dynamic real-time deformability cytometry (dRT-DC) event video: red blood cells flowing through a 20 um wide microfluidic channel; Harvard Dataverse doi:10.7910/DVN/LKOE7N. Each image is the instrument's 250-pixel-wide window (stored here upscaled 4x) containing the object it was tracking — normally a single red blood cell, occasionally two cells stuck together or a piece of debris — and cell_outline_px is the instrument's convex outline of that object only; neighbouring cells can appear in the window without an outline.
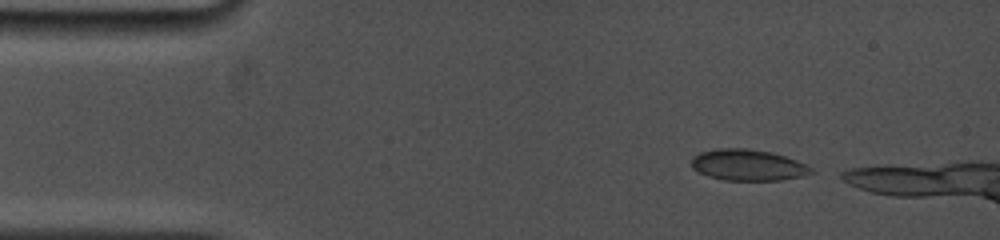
{"species": "common noctule bat (a hibernating species)", "species_latin": "Nyctalus noctula", "temperature_condition": "cold", "stored_images_in_passage": 44, "camera_frame_rate_fps": 5000, "um_per_image_px": 0.085, "animal": {"sex": "female", "body_mass_g": 19.0, "forearm_length_mm": 53.3}, "frame": {"image": 1, "passage_image": 1, "time_ms": 0.0, "image_size_px": [1000, 240], "cell_outline_px": [[816, 172], [800, 176], [780, 180], [724, 180], [708, 176], [692, 168], [692, 156], [700, 152], [720, 148], [744, 148], [772, 152], [808, 164]], "centroid_in_image_um": [63.59, 14.02], "position_along_channel_um": 21.4, "area_um2": 21.73}}
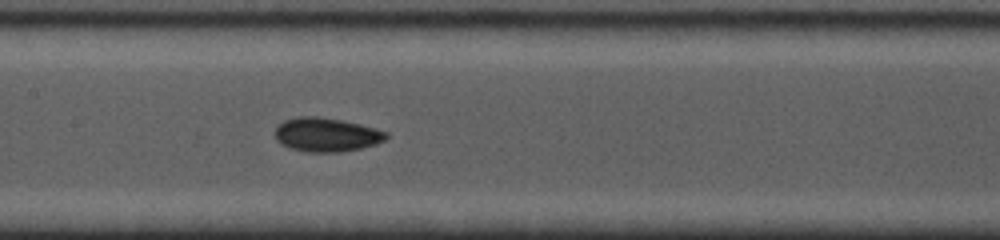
{"frame": {"image": 2, "passage_image": 25, "time_ms": 6.0, "image_size_px": [1000, 240], "cell_outline_px": [[388, 136], [384, 140], [376, 144], [360, 148], [340, 152], [304, 152], [288, 148], [280, 144], [276, 140], [276, 128], [284, 120], [296, 116], [320, 116], [360, 124], [388, 132]], "centroid_in_image_um": [27.72, 11.45], "position_along_channel_um": 179.7, "area_um2": 22.08}}
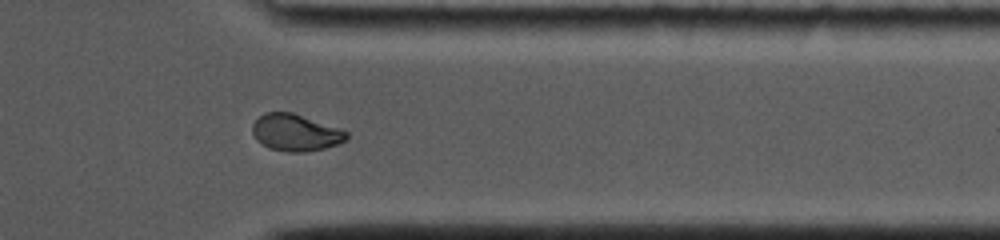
{"frame": {"image": 3, "passage_image": 38, "time_ms": 11.4, "image_size_px": [1000, 240], "cell_outline_px": [[348, 136], [344, 140], [336, 144], [324, 148], [304, 152], [288, 152], [268, 148], [256, 140], [252, 132], [252, 124], [264, 112], [292, 112], [344, 128], [348, 132]], "centroid_in_image_um": [25.13, 11.25], "position_along_channel_um": 386.3, "area_um2": 20.46}}